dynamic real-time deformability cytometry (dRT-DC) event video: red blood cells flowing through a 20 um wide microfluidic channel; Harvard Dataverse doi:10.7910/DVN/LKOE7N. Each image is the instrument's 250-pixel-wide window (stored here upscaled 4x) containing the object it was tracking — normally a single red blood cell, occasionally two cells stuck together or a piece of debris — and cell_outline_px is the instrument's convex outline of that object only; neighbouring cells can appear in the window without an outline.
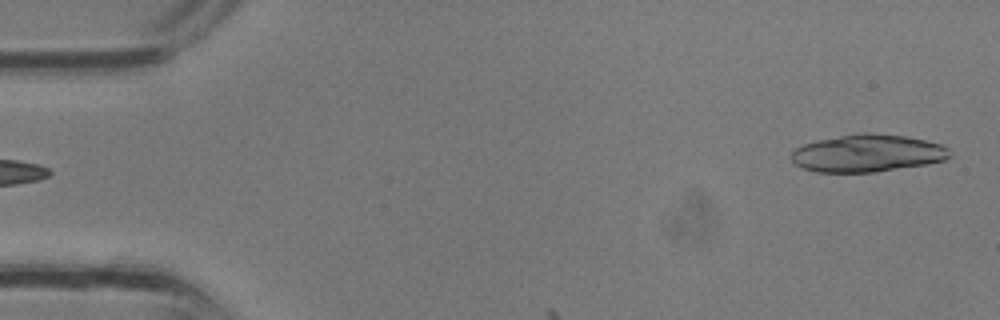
{"species": "common noctule bat (a hibernating species)", "species_latin": "Nyctalus noctula", "temperature_condition": "room temperature", "stored_images_in_passage": 3, "camera_frame_rate_fps": 3000, "um_per_image_px": 0.085, "animal": {"sex": "male", "body_mass_g": 13.3}, "frame": {"image": 1, "passage_image": 3, "time_ms": 0.667, "image_size_px": [1000, 320], "cell_outline_px": [[952, 156], [944, 160], [928, 164], [876, 172], [816, 172], [800, 168], [792, 160], [792, 152], [796, 148], [804, 144], [820, 140], [856, 132], [868, 132], [904, 136], [944, 144], [952, 152]], "centroid_in_image_um": [73.77, 13.03], "position_along_channel_um": 11.2, "area_um2": 34.8}}